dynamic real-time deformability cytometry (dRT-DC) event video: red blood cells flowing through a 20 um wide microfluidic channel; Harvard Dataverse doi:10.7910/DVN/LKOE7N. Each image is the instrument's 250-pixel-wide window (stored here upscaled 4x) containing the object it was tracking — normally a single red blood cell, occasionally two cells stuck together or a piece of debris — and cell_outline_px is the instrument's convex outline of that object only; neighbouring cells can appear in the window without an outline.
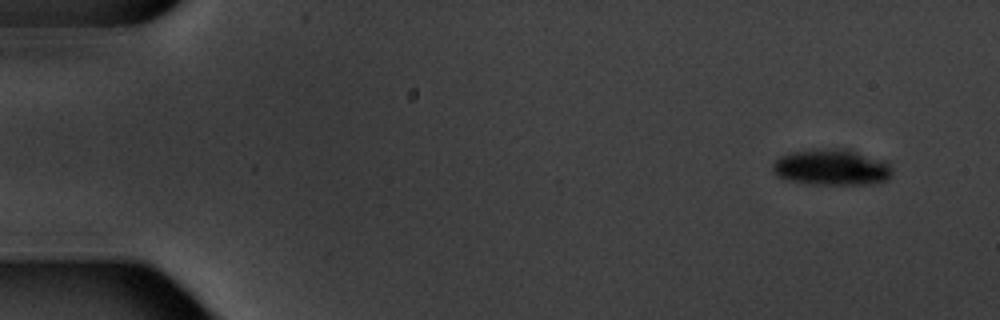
{"species": "common noctule bat (a hibernating species)", "species_latin": "Nyctalus noctula", "temperature_condition": "warm", "stored_images_in_passage": 5, "camera_frame_rate_fps": 3000, "um_per_image_px": 0.085, "animal": {"sex": "male", "body_mass_g": 20.1, "forearm_length_mm": 53.5}, "frame": {"image": 1, "passage_image": 1, "time_ms": 0.0, "image_size_px": [1000, 320], "cell_outline_px": [[892, 176], [888, 180], [864, 184], [812, 184], [788, 180], [776, 176], [772, 168], [772, 164], [780, 156], [792, 152], [816, 148], [848, 148], [888, 160], [892, 168]], "centroid_in_image_um": [70.74, 14.19], "position_along_channel_um": 14.3, "area_um2": 25.72}}
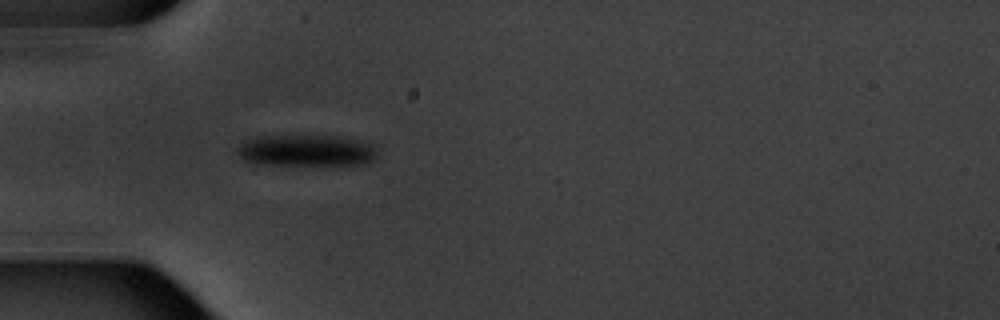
{"frame": {"image": 2, "passage_image": 5, "time_ms": 4.667, "image_size_px": [1000, 320], "cell_outline_px": [[380, 156], [368, 164], [260, 164], [244, 160], [236, 152], [236, 148], [244, 140], [256, 136], [340, 136], [364, 140], [380, 144]], "centroid_in_image_um": [26.19, 12.77], "position_along_channel_um": 58.8, "area_um2": 26.41}}